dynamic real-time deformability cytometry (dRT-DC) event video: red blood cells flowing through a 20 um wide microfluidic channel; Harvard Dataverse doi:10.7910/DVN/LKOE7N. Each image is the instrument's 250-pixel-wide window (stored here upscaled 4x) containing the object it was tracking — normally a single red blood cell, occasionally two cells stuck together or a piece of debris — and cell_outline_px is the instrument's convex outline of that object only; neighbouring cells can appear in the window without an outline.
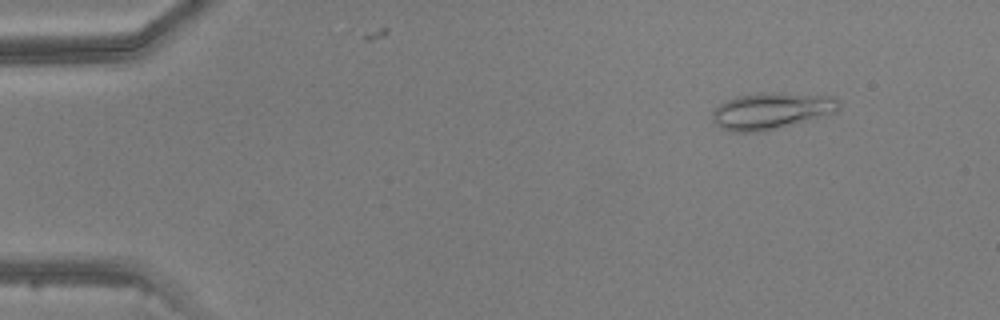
{"species": "common noctule bat (a hibernating species)", "species_latin": "Nyctalus noctula", "temperature_condition": "warm", "stored_images_in_passage": 4, "camera_frame_rate_fps": 3000, "um_per_image_px": 0.085, "animal": {"sex": "male", "body_mass_g": 20.5, "forearm_length_mm": 52.5}, "frame": {"image": 1, "passage_image": 2, "time_ms": 1.333, "image_size_px": [1000, 320], "cell_outline_px": [[840, 108], [836, 112], [808, 120], [764, 132], [732, 132], [720, 128], [712, 120], [712, 112], [720, 104], [736, 96], [760, 92], [764, 92], [836, 96], [840, 104]], "centroid_in_image_um": [65.56, 9.43], "position_along_channel_um": 19.4, "area_um2": 27.11}}